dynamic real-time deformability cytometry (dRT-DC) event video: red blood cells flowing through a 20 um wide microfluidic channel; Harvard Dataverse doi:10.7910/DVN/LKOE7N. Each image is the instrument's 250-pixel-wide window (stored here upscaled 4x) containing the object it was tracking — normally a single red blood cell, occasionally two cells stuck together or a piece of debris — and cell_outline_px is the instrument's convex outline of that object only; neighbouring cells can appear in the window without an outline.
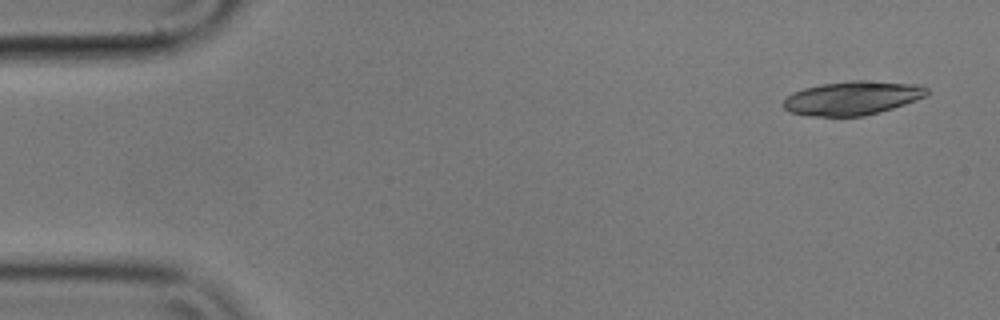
{"species": "common noctule bat (a hibernating species)", "species_latin": "Nyctalus noctula", "temperature_condition": "cold", "stored_images_in_passage": 5, "camera_frame_rate_fps": 3000, "um_per_image_px": 0.085, "animal": {"sex": "male", "body_mass_g": 17.9}, "frame": {"image": 1, "passage_image": 1, "time_ms": 0.0, "image_size_px": [1000, 320], "cell_outline_px": [[928, 92], [924, 96], [916, 100], [880, 112], [864, 116], [808, 116], [792, 112], [784, 108], [784, 100], [792, 92], [804, 88], [820, 84], [852, 80], [864, 80], [920, 84], [928, 88]], "centroid_in_image_um": [72.46, 8.32], "position_along_channel_um": 12.5, "area_um2": 28.26}}
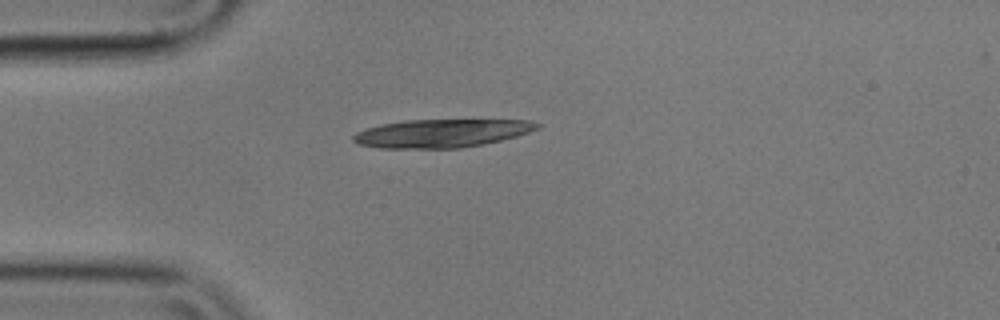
{"frame": {"image": 2, "passage_image": 3, "time_ms": 0.667, "image_size_px": [1000, 320], "cell_outline_px": [[540, 128], [516, 136], [484, 144], [460, 148], [376, 148], [356, 144], [352, 140], [352, 136], [356, 132], [380, 124], [404, 120], [528, 120], [540, 124]], "centroid_in_image_um": [37.48, 11.33], "position_along_channel_um": 47.5, "area_um2": 30.29}}